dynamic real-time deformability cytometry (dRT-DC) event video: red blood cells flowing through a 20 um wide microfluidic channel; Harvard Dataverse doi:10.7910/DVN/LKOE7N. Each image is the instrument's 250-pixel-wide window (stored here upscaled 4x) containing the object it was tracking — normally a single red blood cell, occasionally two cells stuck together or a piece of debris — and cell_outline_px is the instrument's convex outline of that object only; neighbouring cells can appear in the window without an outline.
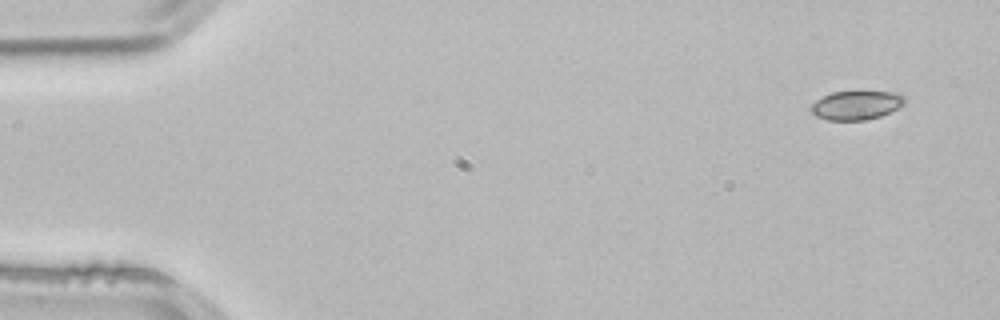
{"species": "common noctule bat (a hibernating species)", "species_latin": "Nyctalus noctula", "temperature_condition": "room temperature", "stored_images_in_passage": 3, "camera_frame_rate_fps": 3000, "um_per_image_px": 0.085, "animal": {"sex": "male", "body_mass_g": 21.5, "forearm_length_mm": 52.0}, "frame": {"image": 1, "passage_image": 1, "time_ms": 0.0, "image_size_px": [1000, 320], "cell_outline_px": [[904, 104], [880, 116], [864, 120], [828, 120], [816, 116], [808, 108], [816, 100], [832, 92], [900, 92], [904, 96]], "centroid_in_image_um": [72.76, 8.94], "position_along_channel_um": 12.2, "area_um2": 15.61}}
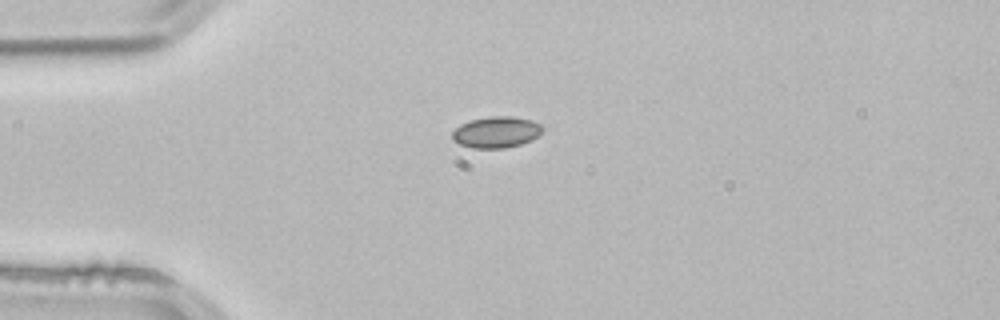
{"frame": {"image": 2, "passage_image": 3, "time_ms": 0.667, "image_size_px": [1000, 320], "cell_outline_px": [[544, 128], [532, 140], [520, 144], [504, 148], [472, 148], [460, 144], [452, 140], [452, 132], [460, 124], [472, 120], [492, 116], [508, 116], [532, 120], [540, 124]], "centroid_in_image_um": [42.17, 11.24], "position_along_channel_um": 42.8, "area_um2": 16.3}}